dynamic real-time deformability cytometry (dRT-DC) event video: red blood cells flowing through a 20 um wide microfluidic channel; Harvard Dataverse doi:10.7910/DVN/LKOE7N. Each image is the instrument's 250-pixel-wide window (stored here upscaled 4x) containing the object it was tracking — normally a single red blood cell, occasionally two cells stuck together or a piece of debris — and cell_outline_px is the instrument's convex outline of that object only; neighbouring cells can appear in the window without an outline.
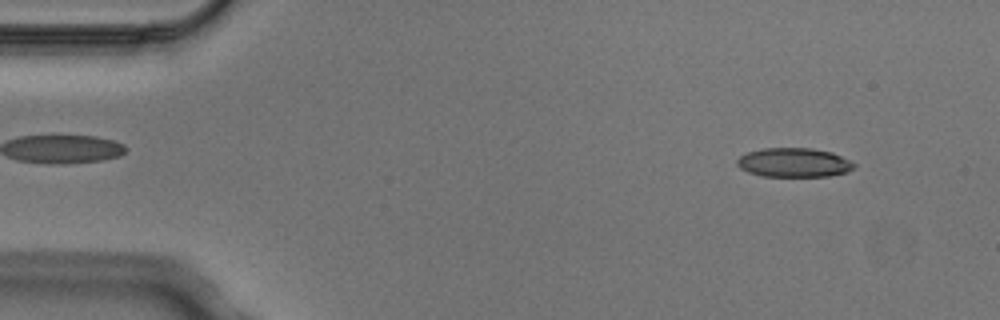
{"species": "Egyptian fruit bat (a non-hibernating species)", "species_latin": "Rousettus aegyptiacus", "temperature_condition": "cold", "stored_images_in_passage": 4, "camera_frame_rate_fps": 3000, "um_per_image_px": 0.085, "animal": {"sex": "male"}, "frame": {"image": 1, "passage_image": 1, "time_ms": 0.0, "image_size_px": [1000, 320], "cell_outline_px": [[856, 168], [848, 172], [828, 176], [760, 176], [748, 172], [740, 168], [736, 164], [736, 160], [740, 156], [748, 152], [764, 148], [812, 148], [832, 152], [856, 164]], "centroid_in_image_um": [67.48, 13.82], "position_along_channel_um": 17.5, "area_um2": 19.94}}
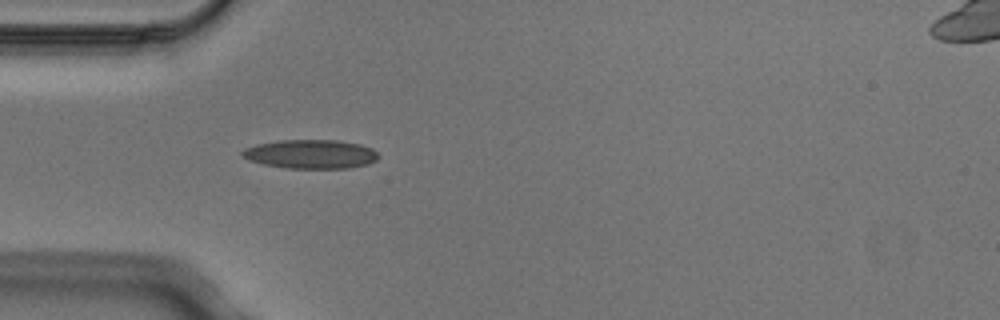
{"frame": {"image": 2, "passage_image": 4, "time_ms": 1.0, "image_size_px": [1000, 320], "cell_outline_px": [[380, 156], [376, 160], [368, 164], [348, 168], [284, 168], [264, 164], [252, 160], [244, 156], [240, 152], [244, 148], [256, 144], [280, 140], [336, 140], [360, 144], [372, 148]], "centroid_in_image_um": [26.44, 13.09], "position_along_channel_um": 58.6, "area_um2": 22.89}}